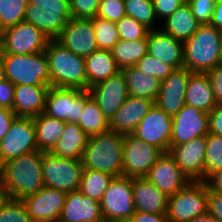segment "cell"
Wrapping results in <instances>:
<instances>
[{
    "instance_id": "cell-18",
    "label": "cell",
    "mask_w": 222,
    "mask_h": 222,
    "mask_svg": "<svg viewBox=\"0 0 222 222\" xmlns=\"http://www.w3.org/2000/svg\"><path fill=\"white\" fill-rule=\"evenodd\" d=\"M192 73L183 67L175 69L166 79L161 80L154 104L168 116H175L185 105L186 86Z\"/></svg>"
},
{
    "instance_id": "cell-27",
    "label": "cell",
    "mask_w": 222,
    "mask_h": 222,
    "mask_svg": "<svg viewBox=\"0 0 222 222\" xmlns=\"http://www.w3.org/2000/svg\"><path fill=\"white\" fill-rule=\"evenodd\" d=\"M185 104L209 113L216 105L207 73H192L186 86Z\"/></svg>"
},
{
    "instance_id": "cell-17",
    "label": "cell",
    "mask_w": 222,
    "mask_h": 222,
    "mask_svg": "<svg viewBox=\"0 0 222 222\" xmlns=\"http://www.w3.org/2000/svg\"><path fill=\"white\" fill-rule=\"evenodd\" d=\"M88 91L108 120L129 97L125 78L121 72L93 85Z\"/></svg>"
},
{
    "instance_id": "cell-11",
    "label": "cell",
    "mask_w": 222,
    "mask_h": 222,
    "mask_svg": "<svg viewBox=\"0 0 222 222\" xmlns=\"http://www.w3.org/2000/svg\"><path fill=\"white\" fill-rule=\"evenodd\" d=\"M38 150L32 117H16L0 140V165Z\"/></svg>"
},
{
    "instance_id": "cell-6",
    "label": "cell",
    "mask_w": 222,
    "mask_h": 222,
    "mask_svg": "<svg viewBox=\"0 0 222 222\" xmlns=\"http://www.w3.org/2000/svg\"><path fill=\"white\" fill-rule=\"evenodd\" d=\"M208 187L205 181H191L177 193L168 196V222H190L208 212Z\"/></svg>"
},
{
    "instance_id": "cell-48",
    "label": "cell",
    "mask_w": 222,
    "mask_h": 222,
    "mask_svg": "<svg viewBox=\"0 0 222 222\" xmlns=\"http://www.w3.org/2000/svg\"><path fill=\"white\" fill-rule=\"evenodd\" d=\"M14 88L8 79L0 82V107L13 110Z\"/></svg>"
},
{
    "instance_id": "cell-24",
    "label": "cell",
    "mask_w": 222,
    "mask_h": 222,
    "mask_svg": "<svg viewBox=\"0 0 222 222\" xmlns=\"http://www.w3.org/2000/svg\"><path fill=\"white\" fill-rule=\"evenodd\" d=\"M148 54L169 64L174 69L184 67L183 42L164 33L160 28L147 35Z\"/></svg>"
},
{
    "instance_id": "cell-39",
    "label": "cell",
    "mask_w": 222,
    "mask_h": 222,
    "mask_svg": "<svg viewBox=\"0 0 222 222\" xmlns=\"http://www.w3.org/2000/svg\"><path fill=\"white\" fill-rule=\"evenodd\" d=\"M98 49L111 50L119 41L116 22L95 17L92 19Z\"/></svg>"
},
{
    "instance_id": "cell-49",
    "label": "cell",
    "mask_w": 222,
    "mask_h": 222,
    "mask_svg": "<svg viewBox=\"0 0 222 222\" xmlns=\"http://www.w3.org/2000/svg\"><path fill=\"white\" fill-rule=\"evenodd\" d=\"M207 75L211 81L217 105H222V67L216 66L214 69L208 71Z\"/></svg>"
},
{
    "instance_id": "cell-61",
    "label": "cell",
    "mask_w": 222,
    "mask_h": 222,
    "mask_svg": "<svg viewBox=\"0 0 222 222\" xmlns=\"http://www.w3.org/2000/svg\"><path fill=\"white\" fill-rule=\"evenodd\" d=\"M115 222H132L131 219H124V220H118V221H115Z\"/></svg>"
},
{
    "instance_id": "cell-44",
    "label": "cell",
    "mask_w": 222,
    "mask_h": 222,
    "mask_svg": "<svg viewBox=\"0 0 222 222\" xmlns=\"http://www.w3.org/2000/svg\"><path fill=\"white\" fill-rule=\"evenodd\" d=\"M100 0H70L72 18L93 19L98 12Z\"/></svg>"
},
{
    "instance_id": "cell-12",
    "label": "cell",
    "mask_w": 222,
    "mask_h": 222,
    "mask_svg": "<svg viewBox=\"0 0 222 222\" xmlns=\"http://www.w3.org/2000/svg\"><path fill=\"white\" fill-rule=\"evenodd\" d=\"M164 152L133 134L124 135L123 176L144 177Z\"/></svg>"
},
{
    "instance_id": "cell-15",
    "label": "cell",
    "mask_w": 222,
    "mask_h": 222,
    "mask_svg": "<svg viewBox=\"0 0 222 222\" xmlns=\"http://www.w3.org/2000/svg\"><path fill=\"white\" fill-rule=\"evenodd\" d=\"M206 136L170 146L168 153L191 181H204Z\"/></svg>"
},
{
    "instance_id": "cell-52",
    "label": "cell",
    "mask_w": 222,
    "mask_h": 222,
    "mask_svg": "<svg viewBox=\"0 0 222 222\" xmlns=\"http://www.w3.org/2000/svg\"><path fill=\"white\" fill-rule=\"evenodd\" d=\"M16 117L13 110L0 107V140L8 133L10 125Z\"/></svg>"
},
{
    "instance_id": "cell-14",
    "label": "cell",
    "mask_w": 222,
    "mask_h": 222,
    "mask_svg": "<svg viewBox=\"0 0 222 222\" xmlns=\"http://www.w3.org/2000/svg\"><path fill=\"white\" fill-rule=\"evenodd\" d=\"M132 134L167 153L172 134V117L154 104Z\"/></svg>"
},
{
    "instance_id": "cell-62",
    "label": "cell",
    "mask_w": 222,
    "mask_h": 222,
    "mask_svg": "<svg viewBox=\"0 0 222 222\" xmlns=\"http://www.w3.org/2000/svg\"><path fill=\"white\" fill-rule=\"evenodd\" d=\"M214 3L216 2H222V0H212Z\"/></svg>"
},
{
    "instance_id": "cell-46",
    "label": "cell",
    "mask_w": 222,
    "mask_h": 222,
    "mask_svg": "<svg viewBox=\"0 0 222 222\" xmlns=\"http://www.w3.org/2000/svg\"><path fill=\"white\" fill-rule=\"evenodd\" d=\"M186 3V0H152L156 18L162 22L179 7Z\"/></svg>"
},
{
    "instance_id": "cell-33",
    "label": "cell",
    "mask_w": 222,
    "mask_h": 222,
    "mask_svg": "<svg viewBox=\"0 0 222 222\" xmlns=\"http://www.w3.org/2000/svg\"><path fill=\"white\" fill-rule=\"evenodd\" d=\"M111 53L120 69L135 66L148 53L147 39L137 41L119 39L111 49Z\"/></svg>"
},
{
    "instance_id": "cell-3",
    "label": "cell",
    "mask_w": 222,
    "mask_h": 222,
    "mask_svg": "<svg viewBox=\"0 0 222 222\" xmlns=\"http://www.w3.org/2000/svg\"><path fill=\"white\" fill-rule=\"evenodd\" d=\"M124 135L107 131L88 138L82 155L83 169L106 172L114 177L123 175Z\"/></svg>"
},
{
    "instance_id": "cell-21",
    "label": "cell",
    "mask_w": 222,
    "mask_h": 222,
    "mask_svg": "<svg viewBox=\"0 0 222 222\" xmlns=\"http://www.w3.org/2000/svg\"><path fill=\"white\" fill-rule=\"evenodd\" d=\"M154 105L145 98L130 96L109 120V131L122 135L132 134Z\"/></svg>"
},
{
    "instance_id": "cell-45",
    "label": "cell",
    "mask_w": 222,
    "mask_h": 222,
    "mask_svg": "<svg viewBox=\"0 0 222 222\" xmlns=\"http://www.w3.org/2000/svg\"><path fill=\"white\" fill-rule=\"evenodd\" d=\"M200 25L210 24L215 3L212 0H186Z\"/></svg>"
},
{
    "instance_id": "cell-25",
    "label": "cell",
    "mask_w": 222,
    "mask_h": 222,
    "mask_svg": "<svg viewBox=\"0 0 222 222\" xmlns=\"http://www.w3.org/2000/svg\"><path fill=\"white\" fill-rule=\"evenodd\" d=\"M72 18L71 12L43 10L28 3L24 21L40 29L50 40H55Z\"/></svg>"
},
{
    "instance_id": "cell-8",
    "label": "cell",
    "mask_w": 222,
    "mask_h": 222,
    "mask_svg": "<svg viewBox=\"0 0 222 222\" xmlns=\"http://www.w3.org/2000/svg\"><path fill=\"white\" fill-rule=\"evenodd\" d=\"M50 39L37 27L22 21L0 32V53L26 55L45 51Z\"/></svg>"
},
{
    "instance_id": "cell-26",
    "label": "cell",
    "mask_w": 222,
    "mask_h": 222,
    "mask_svg": "<svg viewBox=\"0 0 222 222\" xmlns=\"http://www.w3.org/2000/svg\"><path fill=\"white\" fill-rule=\"evenodd\" d=\"M50 86L16 85L13 112L17 117H35L45 111L46 95Z\"/></svg>"
},
{
    "instance_id": "cell-20",
    "label": "cell",
    "mask_w": 222,
    "mask_h": 222,
    "mask_svg": "<svg viewBox=\"0 0 222 222\" xmlns=\"http://www.w3.org/2000/svg\"><path fill=\"white\" fill-rule=\"evenodd\" d=\"M144 177L168 196L177 193L190 182L168 152L162 154Z\"/></svg>"
},
{
    "instance_id": "cell-38",
    "label": "cell",
    "mask_w": 222,
    "mask_h": 222,
    "mask_svg": "<svg viewBox=\"0 0 222 222\" xmlns=\"http://www.w3.org/2000/svg\"><path fill=\"white\" fill-rule=\"evenodd\" d=\"M220 169H222V136L208 133L206 135L204 181Z\"/></svg>"
},
{
    "instance_id": "cell-28",
    "label": "cell",
    "mask_w": 222,
    "mask_h": 222,
    "mask_svg": "<svg viewBox=\"0 0 222 222\" xmlns=\"http://www.w3.org/2000/svg\"><path fill=\"white\" fill-rule=\"evenodd\" d=\"M88 138L77 123L66 122L59 141L50 152L59 157L81 160Z\"/></svg>"
},
{
    "instance_id": "cell-5",
    "label": "cell",
    "mask_w": 222,
    "mask_h": 222,
    "mask_svg": "<svg viewBox=\"0 0 222 222\" xmlns=\"http://www.w3.org/2000/svg\"><path fill=\"white\" fill-rule=\"evenodd\" d=\"M5 77L12 84L50 86L48 59L44 51L34 54H1Z\"/></svg>"
},
{
    "instance_id": "cell-37",
    "label": "cell",
    "mask_w": 222,
    "mask_h": 222,
    "mask_svg": "<svg viewBox=\"0 0 222 222\" xmlns=\"http://www.w3.org/2000/svg\"><path fill=\"white\" fill-rule=\"evenodd\" d=\"M28 0H0V32L24 21Z\"/></svg>"
},
{
    "instance_id": "cell-43",
    "label": "cell",
    "mask_w": 222,
    "mask_h": 222,
    "mask_svg": "<svg viewBox=\"0 0 222 222\" xmlns=\"http://www.w3.org/2000/svg\"><path fill=\"white\" fill-rule=\"evenodd\" d=\"M124 16H126L124 0H100L96 17L117 22Z\"/></svg>"
},
{
    "instance_id": "cell-59",
    "label": "cell",
    "mask_w": 222,
    "mask_h": 222,
    "mask_svg": "<svg viewBox=\"0 0 222 222\" xmlns=\"http://www.w3.org/2000/svg\"><path fill=\"white\" fill-rule=\"evenodd\" d=\"M33 222H60V219H46V220H37Z\"/></svg>"
},
{
    "instance_id": "cell-19",
    "label": "cell",
    "mask_w": 222,
    "mask_h": 222,
    "mask_svg": "<svg viewBox=\"0 0 222 222\" xmlns=\"http://www.w3.org/2000/svg\"><path fill=\"white\" fill-rule=\"evenodd\" d=\"M67 192L50 187H42L35 194L25 197L22 202L33 221L60 219Z\"/></svg>"
},
{
    "instance_id": "cell-50",
    "label": "cell",
    "mask_w": 222,
    "mask_h": 222,
    "mask_svg": "<svg viewBox=\"0 0 222 222\" xmlns=\"http://www.w3.org/2000/svg\"><path fill=\"white\" fill-rule=\"evenodd\" d=\"M207 209L213 217L222 222V194L211 192L208 189Z\"/></svg>"
},
{
    "instance_id": "cell-2",
    "label": "cell",
    "mask_w": 222,
    "mask_h": 222,
    "mask_svg": "<svg viewBox=\"0 0 222 222\" xmlns=\"http://www.w3.org/2000/svg\"><path fill=\"white\" fill-rule=\"evenodd\" d=\"M44 52L48 59L51 87L87 90L84 57L74 54L56 40H50Z\"/></svg>"
},
{
    "instance_id": "cell-7",
    "label": "cell",
    "mask_w": 222,
    "mask_h": 222,
    "mask_svg": "<svg viewBox=\"0 0 222 222\" xmlns=\"http://www.w3.org/2000/svg\"><path fill=\"white\" fill-rule=\"evenodd\" d=\"M83 166L81 160L59 157L43 152L42 174L44 186L72 192L79 190Z\"/></svg>"
},
{
    "instance_id": "cell-58",
    "label": "cell",
    "mask_w": 222,
    "mask_h": 222,
    "mask_svg": "<svg viewBox=\"0 0 222 222\" xmlns=\"http://www.w3.org/2000/svg\"><path fill=\"white\" fill-rule=\"evenodd\" d=\"M4 79H6V77H5L4 66H3L2 57L0 53V82L3 81Z\"/></svg>"
},
{
    "instance_id": "cell-10",
    "label": "cell",
    "mask_w": 222,
    "mask_h": 222,
    "mask_svg": "<svg viewBox=\"0 0 222 222\" xmlns=\"http://www.w3.org/2000/svg\"><path fill=\"white\" fill-rule=\"evenodd\" d=\"M90 97L88 90L49 87L44 113L64 122L78 123L84 102Z\"/></svg>"
},
{
    "instance_id": "cell-57",
    "label": "cell",
    "mask_w": 222,
    "mask_h": 222,
    "mask_svg": "<svg viewBox=\"0 0 222 222\" xmlns=\"http://www.w3.org/2000/svg\"><path fill=\"white\" fill-rule=\"evenodd\" d=\"M10 199L8 191L0 184V210Z\"/></svg>"
},
{
    "instance_id": "cell-42",
    "label": "cell",
    "mask_w": 222,
    "mask_h": 222,
    "mask_svg": "<svg viewBox=\"0 0 222 222\" xmlns=\"http://www.w3.org/2000/svg\"><path fill=\"white\" fill-rule=\"evenodd\" d=\"M0 222H32L22 200L9 199L0 210Z\"/></svg>"
},
{
    "instance_id": "cell-36",
    "label": "cell",
    "mask_w": 222,
    "mask_h": 222,
    "mask_svg": "<svg viewBox=\"0 0 222 222\" xmlns=\"http://www.w3.org/2000/svg\"><path fill=\"white\" fill-rule=\"evenodd\" d=\"M124 3L126 16L140 22L150 31L160 28L152 0H124Z\"/></svg>"
},
{
    "instance_id": "cell-30",
    "label": "cell",
    "mask_w": 222,
    "mask_h": 222,
    "mask_svg": "<svg viewBox=\"0 0 222 222\" xmlns=\"http://www.w3.org/2000/svg\"><path fill=\"white\" fill-rule=\"evenodd\" d=\"M162 25L160 29L164 33L182 42L190 39L200 26L187 2L163 20Z\"/></svg>"
},
{
    "instance_id": "cell-47",
    "label": "cell",
    "mask_w": 222,
    "mask_h": 222,
    "mask_svg": "<svg viewBox=\"0 0 222 222\" xmlns=\"http://www.w3.org/2000/svg\"><path fill=\"white\" fill-rule=\"evenodd\" d=\"M28 3L39 6L43 10L71 12L70 0H28Z\"/></svg>"
},
{
    "instance_id": "cell-53",
    "label": "cell",
    "mask_w": 222,
    "mask_h": 222,
    "mask_svg": "<svg viewBox=\"0 0 222 222\" xmlns=\"http://www.w3.org/2000/svg\"><path fill=\"white\" fill-rule=\"evenodd\" d=\"M132 222H168L166 214H150L135 211L131 216Z\"/></svg>"
},
{
    "instance_id": "cell-51",
    "label": "cell",
    "mask_w": 222,
    "mask_h": 222,
    "mask_svg": "<svg viewBox=\"0 0 222 222\" xmlns=\"http://www.w3.org/2000/svg\"><path fill=\"white\" fill-rule=\"evenodd\" d=\"M209 133L222 136V105H216L209 112Z\"/></svg>"
},
{
    "instance_id": "cell-29",
    "label": "cell",
    "mask_w": 222,
    "mask_h": 222,
    "mask_svg": "<svg viewBox=\"0 0 222 222\" xmlns=\"http://www.w3.org/2000/svg\"><path fill=\"white\" fill-rule=\"evenodd\" d=\"M84 59L87 75V90L93 85L121 72V69L112 56L111 50L98 49Z\"/></svg>"
},
{
    "instance_id": "cell-31",
    "label": "cell",
    "mask_w": 222,
    "mask_h": 222,
    "mask_svg": "<svg viewBox=\"0 0 222 222\" xmlns=\"http://www.w3.org/2000/svg\"><path fill=\"white\" fill-rule=\"evenodd\" d=\"M121 73L125 78L130 96L145 98L155 103L161 82L158 78L145 75L135 66L122 68Z\"/></svg>"
},
{
    "instance_id": "cell-1",
    "label": "cell",
    "mask_w": 222,
    "mask_h": 222,
    "mask_svg": "<svg viewBox=\"0 0 222 222\" xmlns=\"http://www.w3.org/2000/svg\"><path fill=\"white\" fill-rule=\"evenodd\" d=\"M42 160L43 151L36 150L0 165V184L11 199L23 200L44 187Z\"/></svg>"
},
{
    "instance_id": "cell-13",
    "label": "cell",
    "mask_w": 222,
    "mask_h": 222,
    "mask_svg": "<svg viewBox=\"0 0 222 222\" xmlns=\"http://www.w3.org/2000/svg\"><path fill=\"white\" fill-rule=\"evenodd\" d=\"M209 133V113L190 105H184L172 117L170 146L186 143Z\"/></svg>"
},
{
    "instance_id": "cell-55",
    "label": "cell",
    "mask_w": 222,
    "mask_h": 222,
    "mask_svg": "<svg viewBox=\"0 0 222 222\" xmlns=\"http://www.w3.org/2000/svg\"><path fill=\"white\" fill-rule=\"evenodd\" d=\"M210 25L214 26L216 29H222V2L215 3Z\"/></svg>"
},
{
    "instance_id": "cell-35",
    "label": "cell",
    "mask_w": 222,
    "mask_h": 222,
    "mask_svg": "<svg viewBox=\"0 0 222 222\" xmlns=\"http://www.w3.org/2000/svg\"><path fill=\"white\" fill-rule=\"evenodd\" d=\"M113 177L99 170L83 169L79 190L83 195L100 202Z\"/></svg>"
},
{
    "instance_id": "cell-40",
    "label": "cell",
    "mask_w": 222,
    "mask_h": 222,
    "mask_svg": "<svg viewBox=\"0 0 222 222\" xmlns=\"http://www.w3.org/2000/svg\"><path fill=\"white\" fill-rule=\"evenodd\" d=\"M119 38L126 41H137L147 39L149 29L135 19L124 16L116 22Z\"/></svg>"
},
{
    "instance_id": "cell-54",
    "label": "cell",
    "mask_w": 222,
    "mask_h": 222,
    "mask_svg": "<svg viewBox=\"0 0 222 222\" xmlns=\"http://www.w3.org/2000/svg\"><path fill=\"white\" fill-rule=\"evenodd\" d=\"M205 183L211 192L222 194V169L211 174Z\"/></svg>"
},
{
    "instance_id": "cell-23",
    "label": "cell",
    "mask_w": 222,
    "mask_h": 222,
    "mask_svg": "<svg viewBox=\"0 0 222 222\" xmlns=\"http://www.w3.org/2000/svg\"><path fill=\"white\" fill-rule=\"evenodd\" d=\"M132 192L135 211L150 214H166L168 195L145 177H132Z\"/></svg>"
},
{
    "instance_id": "cell-56",
    "label": "cell",
    "mask_w": 222,
    "mask_h": 222,
    "mask_svg": "<svg viewBox=\"0 0 222 222\" xmlns=\"http://www.w3.org/2000/svg\"><path fill=\"white\" fill-rule=\"evenodd\" d=\"M190 222H220L215 217H213L209 212L203 215L193 218Z\"/></svg>"
},
{
    "instance_id": "cell-41",
    "label": "cell",
    "mask_w": 222,
    "mask_h": 222,
    "mask_svg": "<svg viewBox=\"0 0 222 222\" xmlns=\"http://www.w3.org/2000/svg\"><path fill=\"white\" fill-rule=\"evenodd\" d=\"M145 75H152L160 81L166 79L175 69L161 60L146 54L135 65Z\"/></svg>"
},
{
    "instance_id": "cell-32",
    "label": "cell",
    "mask_w": 222,
    "mask_h": 222,
    "mask_svg": "<svg viewBox=\"0 0 222 222\" xmlns=\"http://www.w3.org/2000/svg\"><path fill=\"white\" fill-rule=\"evenodd\" d=\"M33 121L38 150L50 152L59 141L66 122L45 113L33 117Z\"/></svg>"
},
{
    "instance_id": "cell-34",
    "label": "cell",
    "mask_w": 222,
    "mask_h": 222,
    "mask_svg": "<svg viewBox=\"0 0 222 222\" xmlns=\"http://www.w3.org/2000/svg\"><path fill=\"white\" fill-rule=\"evenodd\" d=\"M77 124L89 137L109 131V120L91 96L84 102Z\"/></svg>"
},
{
    "instance_id": "cell-9",
    "label": "cell",
    "mask_w": 222,
    "mask_h": 222,
    "mask_svg": "<svg viewBox=\"0 0 222 222\" xmlns=\"http://www.w3.org/2000/svg\"><path fill=\"white\" fill-rule=\"evenodd\" d=\"M105 222L131 219L135 213L132 177H113L100 201Z\"/></svg>"
},
{
    "instance_id": "cell-16",
    "label": "cell",
    "mask_w": 222,
    "mask_h": 222,
    "mask_svg": "<svg viewBox=\"0 0 222 222\" xmlns=\"http://www.w3.org/2000/svg\"><path fill=\"white\" fill-rule=\"evenodd\" d=\"M55 40L84 58L98 50L92 19L71 18Z\"/></svg>"
},
{
    "instance_id": "cell-22",
    "label": "cell",
    "mask_w": 222,
    "mask_h": 222,
    "mask_svg": "<svg viewBox=\"0 0 222 222\" xmlns=\"http://www.w3.org/2000/svg\"><path fill=\"white\" fill-rule=\"evenodd\" d=\"M60 222H105L100 202L83 195L80 190L67 192Z\"/></svg>"
},
{
    "instance_id": "cell-60",
    "label": "cell",
    "mask_w": 222,
    "mask_h": 222,
    "mask_svg": "<svg viewBox=\"0 0 222 222\" xmlns=\"http://www.w3.org/2000/svg\"><path fill=\"white\" fill-rule=\"evenodd\" d=\"M217 66L222 67V47H221V53H220L219 62Z\"/></svg>"
},
{
    "instance_id": "cell-4",
    "label": "cell",
    "mask_w": 222,
    "mask_h": 222,
    "mask_svg": "<svg viewBox=\"0 0 222 222\" xmlns=\"http://www.w3.org/2000/svg\"><path fill=\"white\" fill-rule=\"evenodd\" d=\"M221 47V31L210 24L200 25L183 42L184 67L193 73H207L218 65Z\"/></svg>"
}]
</instances>
